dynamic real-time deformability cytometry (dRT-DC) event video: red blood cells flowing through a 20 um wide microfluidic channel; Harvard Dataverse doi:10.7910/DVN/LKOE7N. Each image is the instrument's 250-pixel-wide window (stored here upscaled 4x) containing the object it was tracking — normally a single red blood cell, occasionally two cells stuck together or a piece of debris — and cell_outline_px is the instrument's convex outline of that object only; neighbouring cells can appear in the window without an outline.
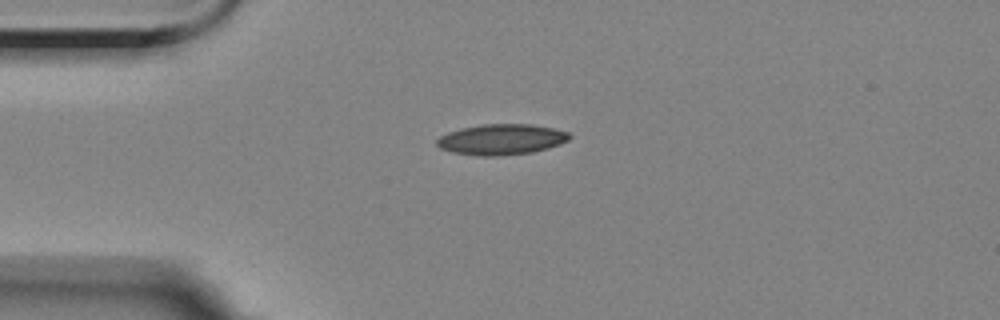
{"species": "Egyptian fruit bat (a non-hibernating species)", "species_latin": "Rousettus aegyptiacus", "temperature_condition": "room temperature", "stored_images_in_passage": 4, "camera_frame_rate_fps": 3000, "um_per_image_px": 0.085, "animal": {"sex": "female"}, "frame": {"image": 1, "passage_image": 1, "time_ms": 0.0, "image_size_px": [1000, 320], "cell_outline_px": [[572, 136], [568, 140], [560, 144], [532, 152], [496, 156], [484, 156], [452, 152], [440, 148], [436, 144], [436, 140], [440, 136], [448, 132], [460, 128], [480, 124], [532, 124], [552, 128], [568, 132]], "centroid_in_image_um": [42.6, 11.84], "position_along_channel_um": 42.4, "area_um2": 23.64}}
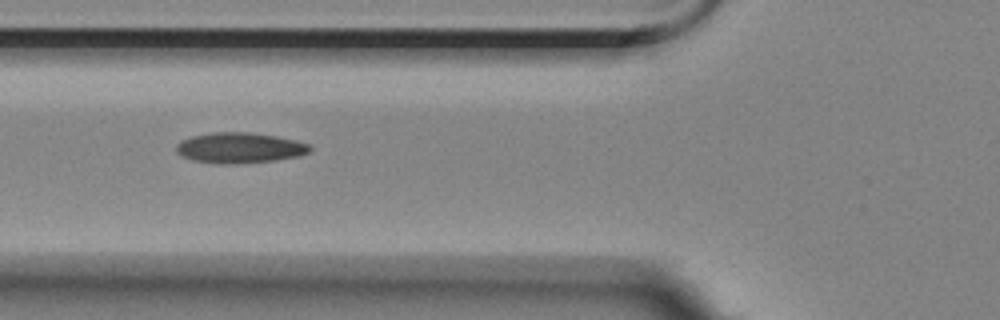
{"frame": {"image": 2, "passage_image": 3, "time_ms": 2.333, "image_size_px": [1000, 320], "cell_outline_px": [[312, 148], [308, 152], [296, 156], [276, 160], [232, 164], [220, 164], [192, 160], [180, 156], [176, 152], [176, 144], [180, 140], [192, 136], [212, 132], [248, 132], [276, 136], [296, 140], [308, 144]], "centroid_in_image_um": [20.31, 12.56], "position_along_channel_um": 105.5, "area_um2": 23.81}}
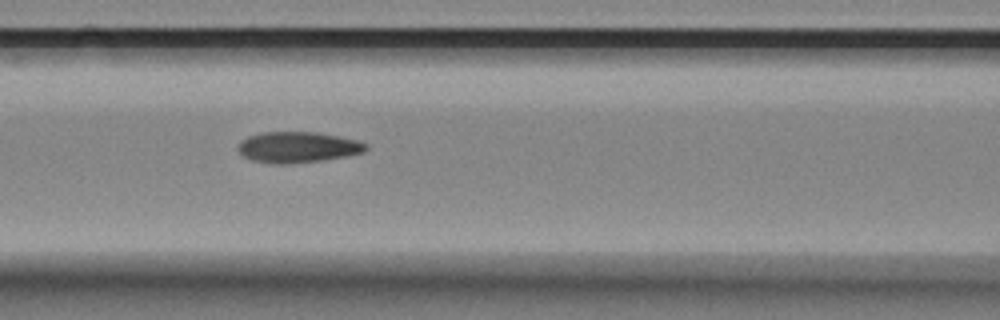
{"frame": {"image": 3, "passage_image": 4, "time_ms": 3.333, "image_size_px": [1000, 320], "cell_outline_px": [[368, 148], [364, 152], [348, 156], [320, 160], [284, 164], [276, 164], [252, 160], [244, 156], [236, 148], [240, 140], [248, 136], [264, 132], [316, 132], [356, 140], [368, 144]], "centroid_in_image_um": [25.29, 12.51], "position_along_channel_um": 141.3, "area_um2": 22.89}}